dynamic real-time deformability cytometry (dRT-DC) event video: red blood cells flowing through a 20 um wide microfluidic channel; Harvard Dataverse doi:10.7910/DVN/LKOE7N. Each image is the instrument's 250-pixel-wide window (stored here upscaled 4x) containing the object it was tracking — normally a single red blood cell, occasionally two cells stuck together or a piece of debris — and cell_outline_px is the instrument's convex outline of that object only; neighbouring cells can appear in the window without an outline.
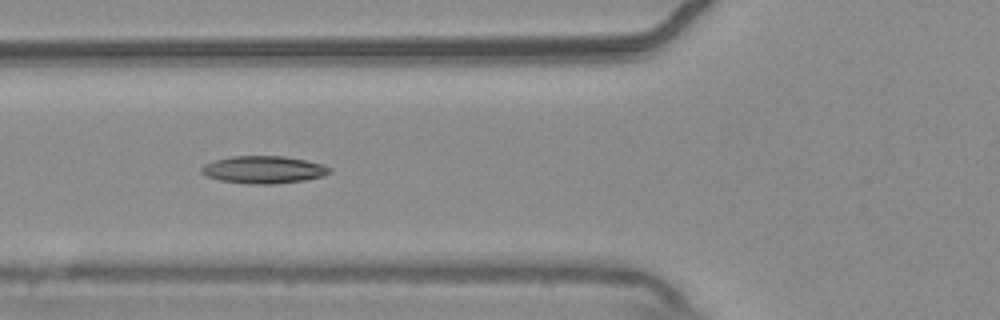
{"species": "common noctule bat (a hibernating species)", "species_latin": "Nyctalus noctula", "temperature_condition": "warm", "stored_images_in_passage": 51, "camera_frame_rate_fps": 3000, "um_per_image_px": 0.085, "animal": {"sex": "male", "body_mass_g": 20.4}, "frame": {"image": 1, "passage_image": 17, "time_ms": 5.333, "image_size_px": [1000, 320], "cell_outline_px": [[332, 172], [324, 176], [304, 180], [272, 184], [248, 184], [220, 180], [204, 176], [200, 172], [200, 168], [204, 164], [216, 160], [232, 156], [284, 156], [324, 164], [332, 168]], "centroid_in_image_um": [22.41, 14.42], "position_along_channel_um": 103.4, "area_um2": 20.63}}
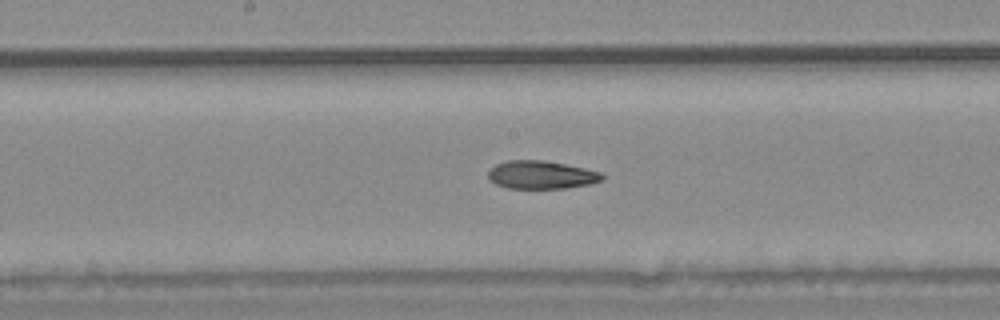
{"frame": {"image": 2, "passage_image": 25, "time_ms": 8.0, "image_size_px": [1000, 320], "cell_outline_px": [[604, 180], [588, 184], [564, 188], [508, 188], [496, 184], [488, 176], [488, 172], [496, 164], [508, 160], [540, 160], [564, 164], [584, 168], [600, 172], [604, 176]], "centroid_in_image_um": [46.01, 14.86], "position_along_channel_um": 202.2, "area_um2": 18.38}}
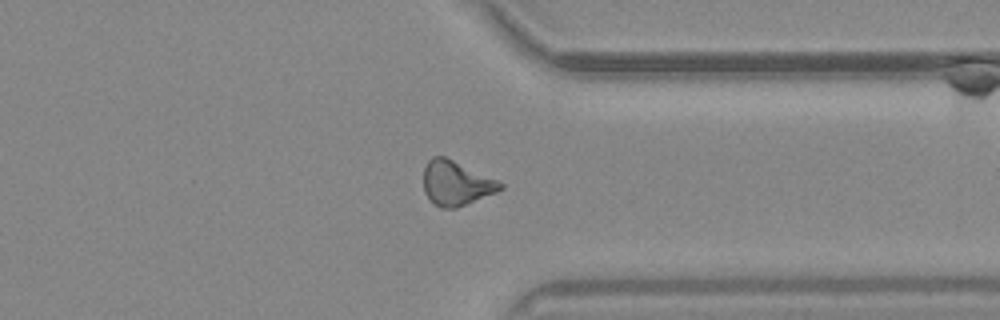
{"frame": {"image": 3, "passage_image": 39, "time_ms": 12.667, "image_size_px": [1000, 320], "cell_outline_px": [[504, 188], [496, 192], [456, 208], [440, 208], [424, 192], [424, 168], [428, 160], [432, 156], [444, 156], [496, 180], [504, 184]], "centroid_in_image_um": [38.75, 15.57], "position_along_channel_um": 372.7, "area_um2": 19.48}, "authors_computed_cell_mechanics": {"area_um2": 19.363, "velocity_mm_per_s": 3.6902, "shape_relaxation_time_tau1_ms": null, "shape_relaxation_time_tau2_ms": 4.0416, "deformation_change_tau1": null, "deformation_change_tau2": 0.124}}